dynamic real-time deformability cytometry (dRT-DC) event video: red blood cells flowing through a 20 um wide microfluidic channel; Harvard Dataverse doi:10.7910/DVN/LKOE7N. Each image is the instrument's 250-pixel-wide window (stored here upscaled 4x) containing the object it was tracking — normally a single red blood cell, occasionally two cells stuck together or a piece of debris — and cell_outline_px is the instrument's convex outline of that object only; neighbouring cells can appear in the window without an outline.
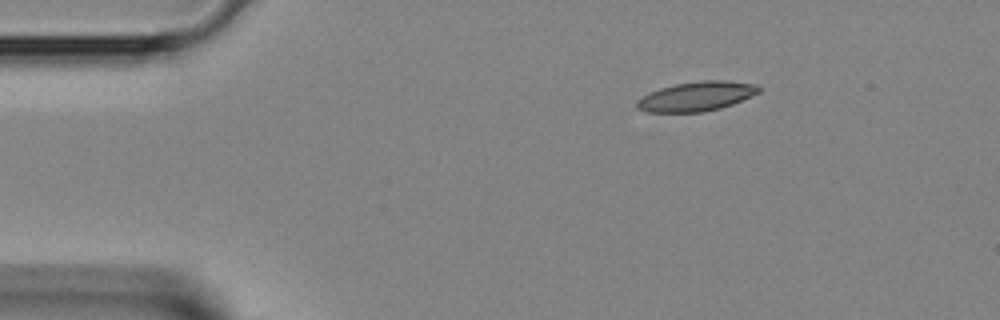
{"species": "Egyptian fruit bat (a non-hibernating species)", "species_latin": "Rousettus aegyptiacus", "temperature_condition": "room temperature", "stored_images_in_passage": 2, "camera_frame_rate_fps": 3000, "um_per_image_px": 0.085, "animal": {"sex": "female"}, "frame": {"image": 1, "passage_image": 1, "time_ms": 0.0, "image_size_px": [1000, 320], "cell_outline_px": [[760, 92], [732, 104], [720, 108], [704, 112], [648, 112], [636, 108], [636, 100], [660, 88], [676, 84], [700, 80], [720, 80], [756, 84], [760, 88]], "centroid_in_image_um": [59.2, 8.19], "position_along_channel_um": 25.8, "area_um2": 20.75}}
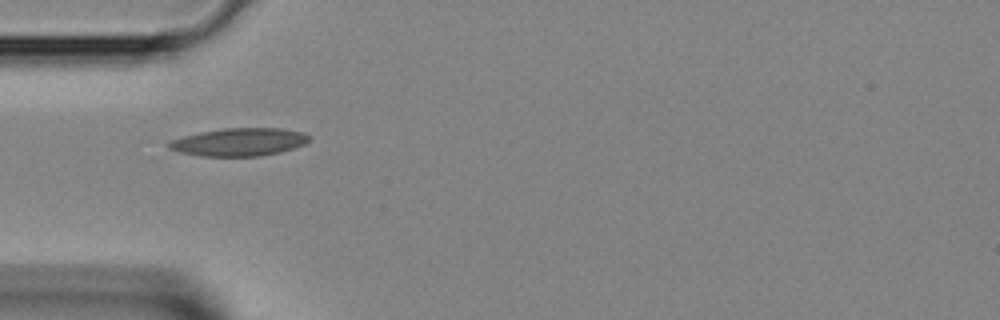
{"frame": {"image": 2, "passage_image": 2, "time_ms": 0.333, "image_size_px": [1000, 320], "cell_outline_px": [[312, 136], [304, 144], [280, 152], [260, 156], [200, 156], [180, 152], [168, 148], [168, 144], [172, 140], [184, 136], [200, 132], [224, 128], [280, 128], [304, 132]], "centroid_in_image_um": [20.35, 12.07], "position_along_channel_um": 64.6, "area_um2": 22.72}}